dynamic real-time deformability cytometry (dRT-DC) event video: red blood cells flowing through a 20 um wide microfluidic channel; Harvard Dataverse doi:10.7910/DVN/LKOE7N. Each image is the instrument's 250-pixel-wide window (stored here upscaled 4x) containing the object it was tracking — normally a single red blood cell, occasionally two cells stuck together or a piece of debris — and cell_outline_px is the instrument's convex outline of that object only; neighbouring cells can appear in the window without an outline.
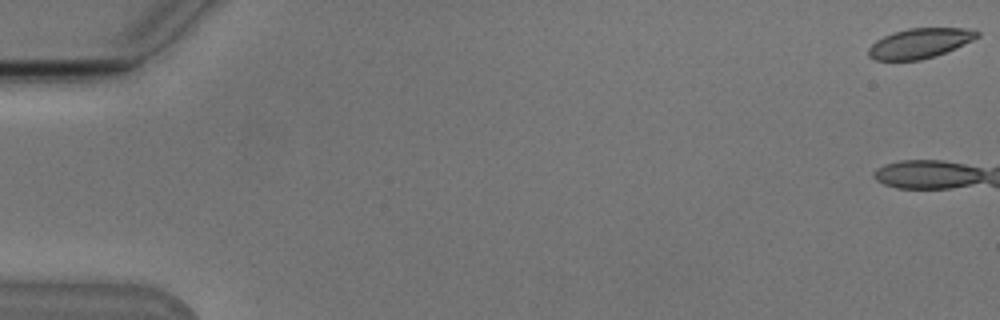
{"species": "Egyptian fruit bat (a non-hibernating species)", "species_latin": "Rousettus aegyptiacus", "temperature_condition": "cold", "stored_images_in_passage": 12, "camera_frame_rate_fps": 3000, "um_per_image_px": 0.085, "animal": {"sex": "male"}, "frame": {"image": 1, "passage_image": 1, "time_ms": 0.0, "image_size_px": [1000, 320], "cell_outline_px": [[980, 36], [964, 44], [944, 52], [920, 60], [876, 60], [868, 56], [868, 48], [876, 40], [892, 32], [908, 28], [964, 28], [980, 32]], "centroid_in_image_um": [78.14, 3.66], "position_along_channel_um": 6.9, "area_um2": 18.73}}